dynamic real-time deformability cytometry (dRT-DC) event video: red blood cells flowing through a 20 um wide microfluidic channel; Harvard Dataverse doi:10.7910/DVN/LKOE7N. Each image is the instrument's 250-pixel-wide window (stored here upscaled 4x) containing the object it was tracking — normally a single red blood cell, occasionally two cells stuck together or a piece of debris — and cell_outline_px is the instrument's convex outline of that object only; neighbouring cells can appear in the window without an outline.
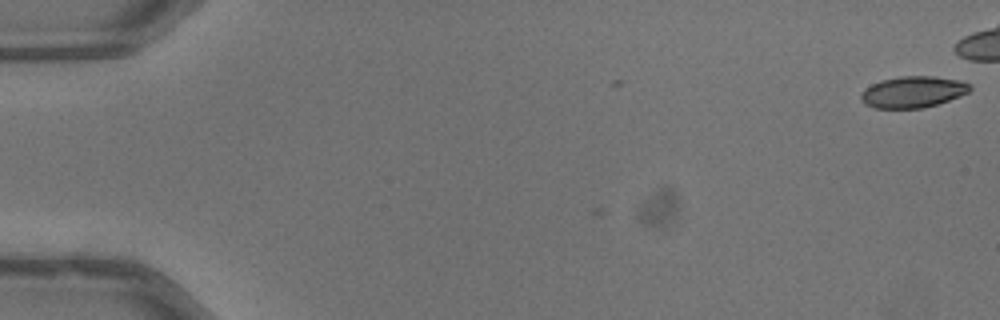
{"species": "common noctule bat (a hibernating species)", "species_latin": "Nyctalus noctula", "temperature_condition": "warm", "stored_images_in_passage": 4, "camera_frame_rate_fps": 3000, "um_per_image_px": 0.085, "animal": {"sex": "male", "body_mass_g": 13.3}, "frame": {"image": 1, "passage_image": 4, "time_ms": 1.0, "image_size_px": [1000, 320], "cell_outline_px": [[972, 88], [968, 92], [960, 96], [924, 108], [876, 108], [864, 104], [860, 100], [860, 96], [864, 88], [880, 80], [900, 76], [932, 76], [960, 80], [972, 84]], "centroid_in_image_um": [77.59, 7.81], "position_along_channel_um": 7.4, "area_um2": 20.06}}